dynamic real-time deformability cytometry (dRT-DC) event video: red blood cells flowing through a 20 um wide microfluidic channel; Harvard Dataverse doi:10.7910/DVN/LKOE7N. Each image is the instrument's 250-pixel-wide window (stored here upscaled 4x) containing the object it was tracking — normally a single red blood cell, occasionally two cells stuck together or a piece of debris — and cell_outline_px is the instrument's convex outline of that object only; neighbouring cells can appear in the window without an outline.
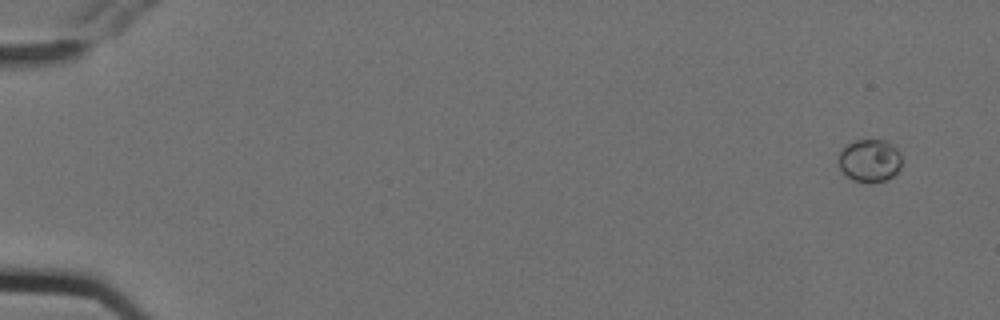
{"species": "Egyptian fruit bat (a non-hibernating species)", "species_latin": "Rousettus aegyptiacus", "temperature_condition": "cold", "stored_images_in_passage": 5, "camera_frame_rate_fps": 3000, "um_per_image_px": 0.085, "animal": {"sex": "female"}, "frame": {"image": 1, "passage_image": 1, "time_ms": 0.0, "image_size_px": [1000, 320], "cell_outline_px": [[900, 168], [892, 176], [884, 180], [872, 184], [852, 180], [840, 168], [840, 152], [848, 144], [856, 140], [884, 140], [892, 144], [900, 152]], "centroid_in_image_um": [73.94, 13.66], "position_along_channel_um": 11.1, "area_um2": 15.55}}
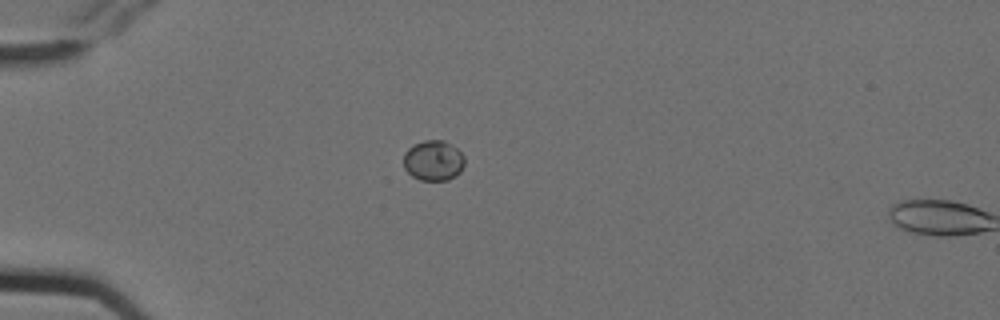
{"frame": {"image": 2, "passage_image": 4, "time_ms": 1.0, "image_size_px": [1000, 320], "cell_outline_px": [[464, 164], [460, 172], [456, 176], [448, 180], [420, 180], [412, 176], [404, 168], [404, 152], [408, 148], [424, 140], [444, 140], [456, 148], [464, 156]], "centroid_in_image_um": [36.84, 13.65], "position_along_channel_um": 48.2, "area_um2": 14.33}}